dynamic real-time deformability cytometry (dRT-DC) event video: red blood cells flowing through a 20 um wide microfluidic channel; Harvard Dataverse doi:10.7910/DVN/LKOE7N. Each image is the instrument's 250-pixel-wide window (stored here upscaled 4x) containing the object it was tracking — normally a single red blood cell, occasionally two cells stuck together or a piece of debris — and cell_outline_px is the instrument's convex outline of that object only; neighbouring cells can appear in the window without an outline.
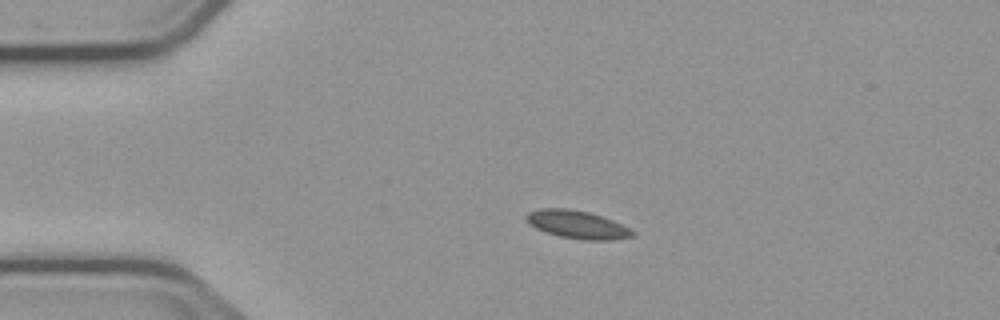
{"species": "common noctule bat (a hibernating species)", "species_latin": "Nyctalus noctula", "temperature_condition": "cold", "stored_images_in_passage": 3, "camera_frame_rate_fps": 3000, "um_per_image_px": 0.085, "animal": {"sex": "male", "body_mass_g": 23.1, "forearm_length_mm": 52.7}, "frame": {"image": 1, "passage_image": 2, "time_ms": 1.333, "image_size_px": [1000, 320], "cell_outline_px": [[636, 236], [612, 240], [580, 240], [560, 236], [544, 232], [528, 224], [524, 216], [528, 212], [540, 208], [568, 208], [588, 212], [612, 220], [636, 232]], "centroid_in_image_um": [49.04, 19.09], "position_along_channel_um": 36.0, "area_um2": 17.46}}